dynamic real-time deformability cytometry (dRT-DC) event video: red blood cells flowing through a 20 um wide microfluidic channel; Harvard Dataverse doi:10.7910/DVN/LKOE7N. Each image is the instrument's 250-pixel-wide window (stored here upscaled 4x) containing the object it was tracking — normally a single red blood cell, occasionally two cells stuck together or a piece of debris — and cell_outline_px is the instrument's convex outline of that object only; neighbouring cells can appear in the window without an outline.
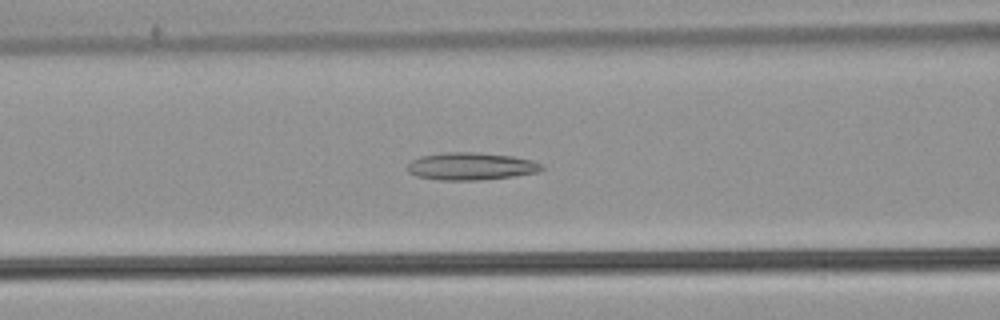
{"species": "common noctule bat (a hibernating species)", "species_latin": "Nyctalus noctula", "temperature_condition": "warm", "stored_images_in_passage": 56, "camera_frame_rate_fps": 3000, "um_per_image_px": 0.085, "animal": {"sex": "male", "body_mass_g": 21.5, "forearm_length_mm": 52.0}, "frame": {"image": 1, "passage_image": 23, "time_ms": 7.333, "image_size_px": [1000, 320], "cell_outline_px": [[544, 168], [540, 172], [516, 176], [480, 180], [440, 180], [416, 176], [408, 172], [408, 164], [412, 160], [420, 156], [448, 152], [472, 152], [512, 156], [532, 160], [544, 164]], "centroid_in_image_um": [40.08, 14.14], "position_along_channel_um": 126.5, "area_um2": 21.62}}
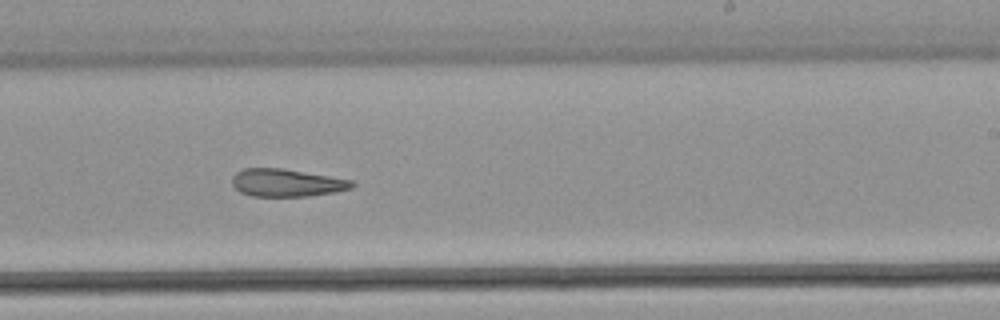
{"frame": {"image": 2, "passage_image": 34, "time_ms": 11.0, "image_size_px": [1000, 320], "cell_outline_px": [[356, 184], [352, 188], [336, 192], [308, 196], [252, 196], [240, 192], [232, 184], [232, 176], [236, 172], [244, 168], [284, 168], [352, 180]], "centroid_in_image_um": [24.37, 15.53], "position_along_channel_um": 264.6, "area_um2": 19.42}}
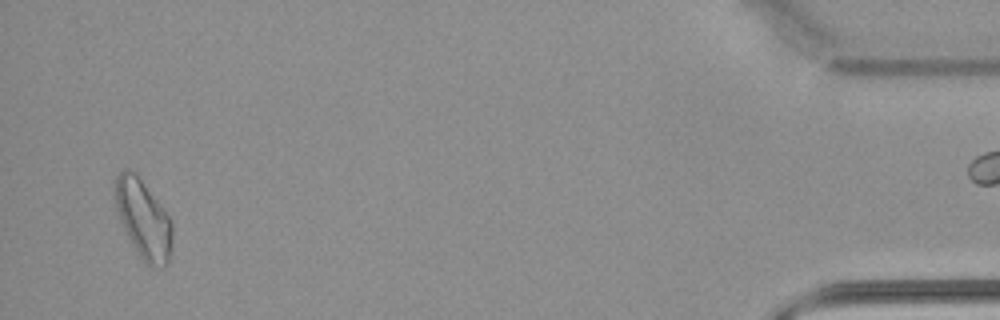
{"frame": {"image": 3, "passage_image": 53, "time_ms": 17.333, "image_size_px": [1000, 320], "cell_outline_px": [[172, 244], [168, 264], [164, 268], [152, 268], [140, 256], [128, 236], [120, 220], [116, 208], [116, 176], [124, 168], [128, 168], [136, 172], [160, 204], [168, 216], [172, 224]], "centroid_in_image_um": [12.21, 18.64], "position_along_channel_um": 423.0, "area_um2": 25.95}}